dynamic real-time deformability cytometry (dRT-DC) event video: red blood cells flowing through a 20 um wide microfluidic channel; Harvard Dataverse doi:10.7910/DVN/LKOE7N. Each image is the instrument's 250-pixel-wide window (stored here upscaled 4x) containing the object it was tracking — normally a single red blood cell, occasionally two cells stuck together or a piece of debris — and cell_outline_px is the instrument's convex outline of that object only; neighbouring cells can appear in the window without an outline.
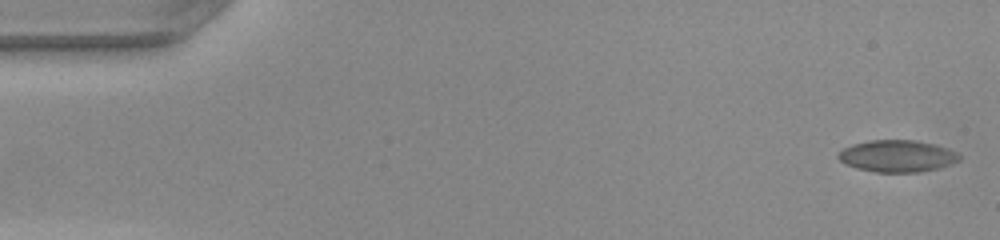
{"species": "common noctule bat (a hibernating species)", "species_latin": "Nyctalus noctula", "temperature_condition": "warm", "stored_images_in_passage": 49, "camera_frame_rate_fps": 3000, "um_per_image_px": 0.085, "animal": {"sex": "female", "body_mass_g": 22.0, "forearm_length_mm": 56.7}, "frame": {"image": 1, "passage_image": 1, "time_ms": 0.0, "image_size_px": [1000, 240], "cell_outline_px": [[960, 160], [940, 168], [920, 172], [876, 172], [856, 168], [844, 164], [836, 156], [844, 148], [852, 144], [868, 140], [916, 140], [936, 144], [948, 148], [956, 152], [960, 156]], "centroid_in_image_um": [76.27, 13.26], "position_along_channel_um": 8.7, "area_um2": 22.66}}
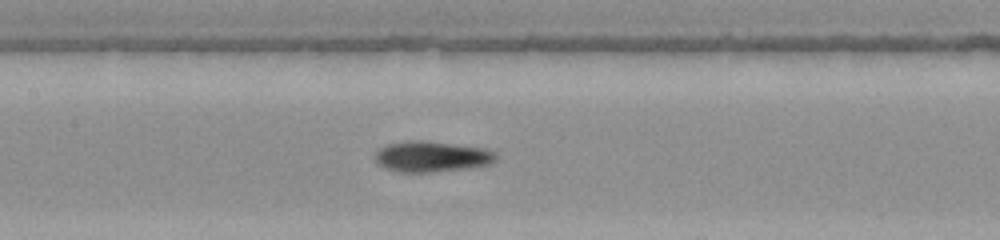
{"frame": {"image": 2, "passage_image": 23, "time_ms": 7.333, "image_size_px": [1000, 240], "cell_outline_px": [[496, 160], [492, 164], [480, 168], [428, 172], [400, 172], [384, 168], [376, 160], [376, 152], [380, 148], [388, 144], [408, 140], [424, 140], [484, 148], [496, 152]], "centroid_in_image_um": [36.77, 13.32], "position_along_channel_um": 170.6, "area_um2": 21.96}}
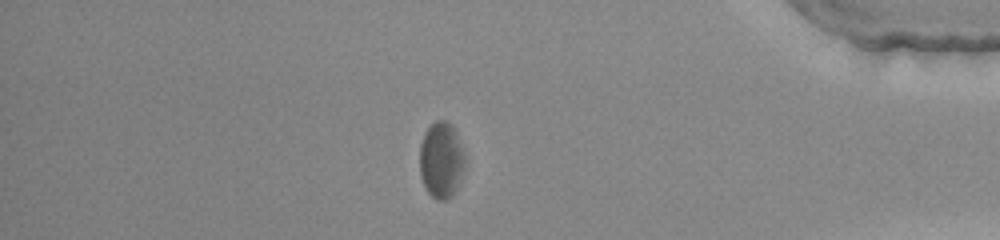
{"frame": {"image": 3, "passage_image": 42, "time_ms": 13.667, "image_size_px": [1000, 240], "cell_outline_px": [[468, 160], [460, 184], [456, 192], [448, 200], [436, 200], [428, 192], [424, 184], [420, 172], [420, 144], [424, 132], [436, 120], [444, 120], [456, 132], [464, 148]], "centroid_in_image_um": [37.57, 13.64], "position_along_channel_um": 397.6, "area_um2": 20.63}, "authors_computed_cell_mechanics": {"area_um2": 21.097, "velocity_mm_per_s": 4.1154, "shape_relaxation_time_tau1_ms": 2.8702, "shape_relaxation_time_tau2_ms": 4.2751, "deformation_change_tau1": 0.1417, "deformation_change_tau2": 0.1295}}